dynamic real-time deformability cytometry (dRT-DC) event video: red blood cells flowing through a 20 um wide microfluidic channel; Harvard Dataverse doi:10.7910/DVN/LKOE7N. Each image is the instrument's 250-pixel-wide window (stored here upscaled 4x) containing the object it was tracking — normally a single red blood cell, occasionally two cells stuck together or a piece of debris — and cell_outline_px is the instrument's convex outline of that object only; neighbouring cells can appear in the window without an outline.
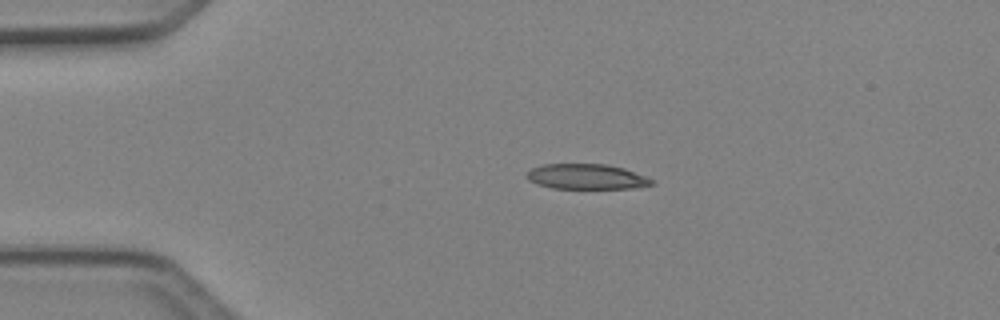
{"species": "Egyptian fruit bat (a non-hibernating species)", "species_latin": "Rousettus aegyptiacus", "temperature_condition": "cold", "stored_images_in_passage": 39, "camera_frame_rate_fps": 3000, "um_per_image_px": 0.085, "animal": {"sex": "female"}, "frame": {"image": 1, "passage_image": 1, "time_ms": 0.0, "image_size_px": [1000, 320], "cell_outline_px": [[656, 184], [632, 188], [552, 188], [536, 184], [528, 180], [524, 172], [532, 168], [544, 164], [604, 164], [624, 168], [656, 180]], "centroid_in_image_um": [49.85, 15.01], "position_along_channel_um": 35.2, "area_um2": 18.5}}
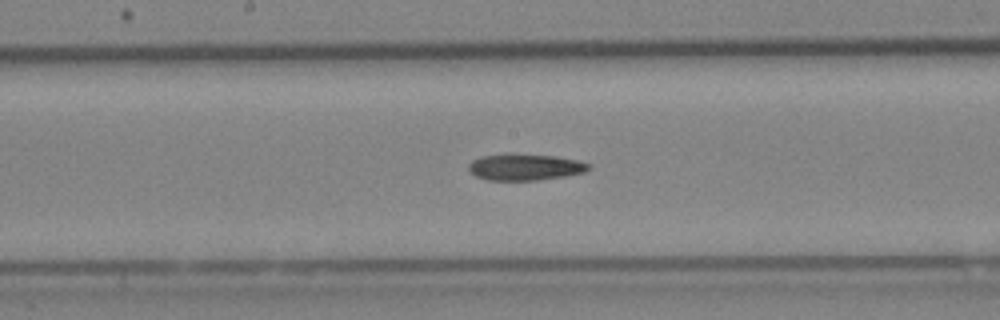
{"frame": {"image": 2, "passage_image": 16, "time_ms": 5.0, "image_size_px": [1000, 320], "cell_outline_px": [[592, 168], [584, 172], [564, 176], [536, 180], [488, 180], [476, 176], [468, 168], [468, 164], [472, 160], [480, 156], [508, 152], [556, 156], [576, 160], [592, 164]], "centroid_in_image_um": [44.62, 14.17], "position_along_channel_um": 203.6, "area_um2": 18.84}}
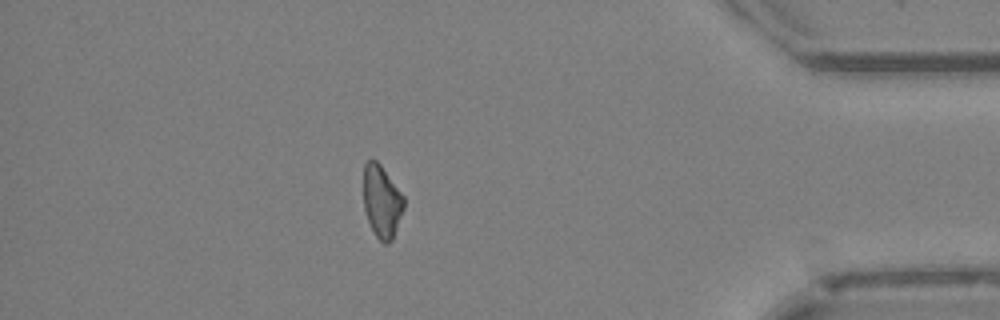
{"frame": {"image": 3, "passage_image": 33, "time_ms": 10.667, "image_size_px": [1000, 320], "cell_outline_px": [[404, 208], [392, 240], [388, 244], [384, 244], [376, 236], [368, 220], [364, 208], [364, 164], [372, 156], [380, 164], [404, 196]], "centroid_in_image_um": [32.45, 17.1], "position_along_channel_um": 402.7, "area_um2": 16.99}}